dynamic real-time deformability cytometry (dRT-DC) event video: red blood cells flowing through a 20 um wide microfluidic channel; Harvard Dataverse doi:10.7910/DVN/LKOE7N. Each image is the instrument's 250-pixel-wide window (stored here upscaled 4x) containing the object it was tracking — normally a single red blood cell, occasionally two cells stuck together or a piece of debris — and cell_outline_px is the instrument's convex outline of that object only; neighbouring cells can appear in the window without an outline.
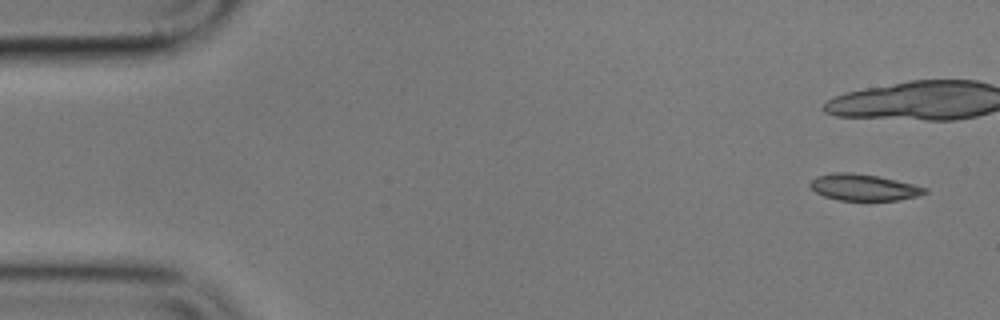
{"species": "common noctule bat (a hibernating species)", "species_latin": "Nyctalus noctula", "temperature_condition": "cold", "stored_images_in_passage": 5, "camera_frame_rate_fps": 3000, "um_per_image_px": 0.085, "animal": {"sex": "male", "body_mass_g": 17.9}, "frame": {"image": 1, "passage_image": 1, "time_ms": 0.0, "image_size_px": [1000, 320], "cell_outline_px": [[928, 192], [916, 196], [896, 200], [840, 200], [824, 196], [816, 192], [808, 184], [816, 176], [832, 172], [852, 172], [876, 176], [896, 180], [928, 188]], "centroid_in_image_um": [73.38, 15.91], "position_along_channel_um": 11.6, "area_um2": 17.51}}